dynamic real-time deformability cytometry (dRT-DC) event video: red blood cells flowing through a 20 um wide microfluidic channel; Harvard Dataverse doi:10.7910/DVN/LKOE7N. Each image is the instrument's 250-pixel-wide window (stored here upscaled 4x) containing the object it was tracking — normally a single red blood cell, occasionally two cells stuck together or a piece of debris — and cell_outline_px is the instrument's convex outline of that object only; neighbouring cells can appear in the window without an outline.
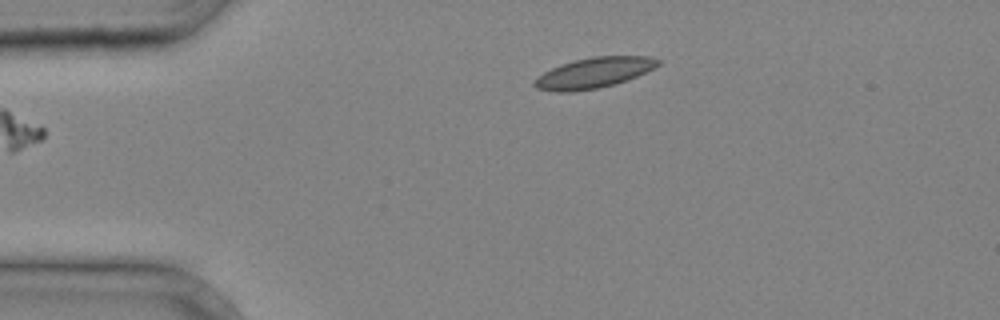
{"species": "common noctule bat (a hibernating species)", "species_latin": "Nyctalus noctula", "temperature_condition": "cold", "stored_images_in_passage": 3, "camera_frame_rate_fps": 3000, "um_per_image_px": 0.085, "animal": {"sex": "male", "body_mass_g": 20.4}, "frame": {"image": 1, "passage_image": 3, "time_ms": 0.667, "image_size_px": [1000, 320], "cell_outline_px": [[660, 64], [636, 76], [612, 84], [596, 88], [572, 92], [556, 92], [536, 88], [532, 84], [544, 72], [560, 64], [592, 56], [648, 56], [660, 60]], "centroid_in_image_um": [50.45, 6.18], "position_along_channel_um": 34.6, "area_um2": 21.5}}